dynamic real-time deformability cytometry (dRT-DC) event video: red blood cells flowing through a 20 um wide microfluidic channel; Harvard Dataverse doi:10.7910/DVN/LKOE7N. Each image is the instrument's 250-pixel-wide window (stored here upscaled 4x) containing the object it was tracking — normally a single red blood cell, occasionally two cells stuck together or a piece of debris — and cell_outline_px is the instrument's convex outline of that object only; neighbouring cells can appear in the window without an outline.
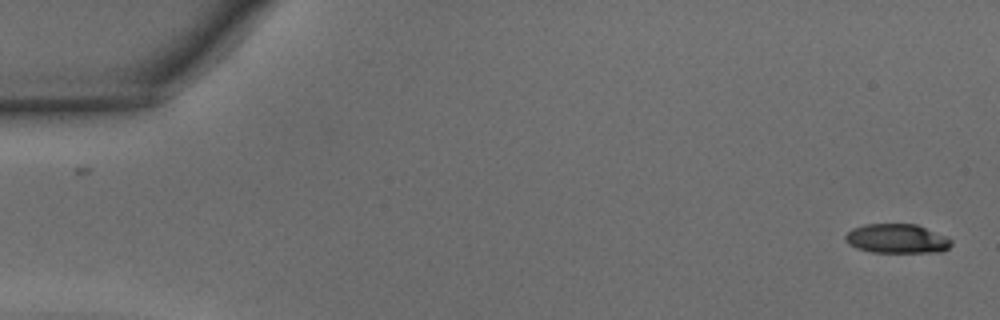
{"species": "common noctule bat (a hibernating species)", "species_latin": "Nyctalus noctula", "temperature_condition": "warm", "stored_images_in_passage": 46, "camera_frame_rate_fps": 3000, "um_per_image_px": 0.085, "animal": {"sex": "male", "body_mass_g": 15.6}, "frame": {"image": 1, "passage_image": 1, "time_ms": 0.0, "image_size_px": [1000, 320], "cell_outline_px": [[952, 244], [948, 248], [940, 252], [872, 252], [856, 248], [848, 244], [844, 240], [844, 236], [852, 228], [864, 224], [916, 224], [944, 236], [952, 240]], "centroid_in_image_um": [76.19, 20.29], "position_along_channel_um": 8.8, "area_um2": 18.03}}
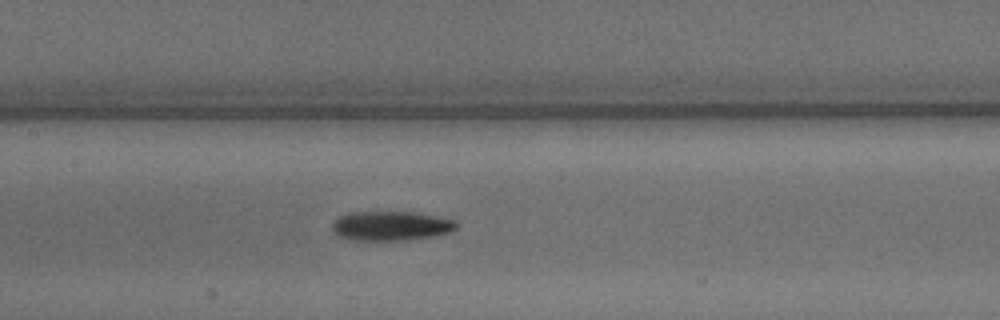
{"frame": {"image": 2, "passage_image": 22, "time_ms": 7.0, "image_size_px": [1000, 320], "cell_outline_px": [[460, 224], [456, 228], [448, 232], [432, 236], [408, 240], [352, 240], [340, 236], [332, 228], [332, 224], [340, 216], [348, 212], [412, 212], [436, 216], [456, 220]], "centroid_in_image_um": [33.26, 19.19], "position_along_channel_um": 174.1, "area_um2": 21.15}}
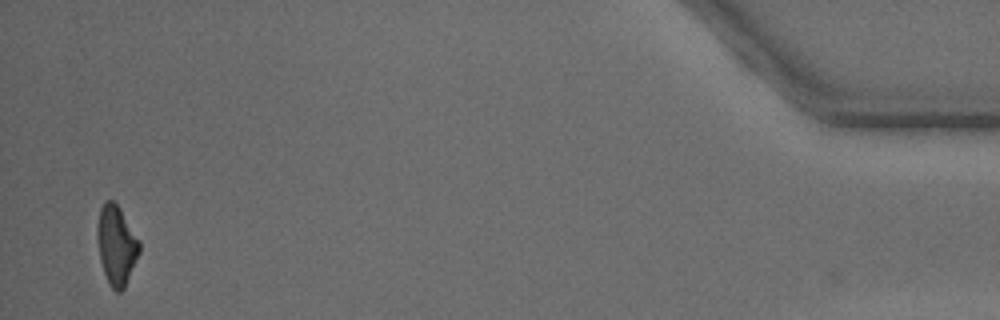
{"frame": {"image": 3, "passage_image": 45, "time_ms": 14.667, "image_size_px": [1000, 320], "cell_outline_px": [[140, 252], [124, 288], [120, 292], [116, 292], [108, 284], [100, 260], [96, 236], [96, 228], [100, 208], [104, 200], [112, 200], [120, 208], [140, 240]], "centroid_in_image_um": [9.88, 20.82], "position_along_channel_um": 425.3, "area_um2": 19.65}, "authors_computed_cell_mechanics": {"area_um2": 20.1144, "velocity_mm_per_s": 4.3646, "shape_relaxation_time_tau1_ms": 7.0946, "shape_relaxation_time_tau2_ms": null, "deformation_change_tau1": 0.1976, "deformation_change_tau2": null}}